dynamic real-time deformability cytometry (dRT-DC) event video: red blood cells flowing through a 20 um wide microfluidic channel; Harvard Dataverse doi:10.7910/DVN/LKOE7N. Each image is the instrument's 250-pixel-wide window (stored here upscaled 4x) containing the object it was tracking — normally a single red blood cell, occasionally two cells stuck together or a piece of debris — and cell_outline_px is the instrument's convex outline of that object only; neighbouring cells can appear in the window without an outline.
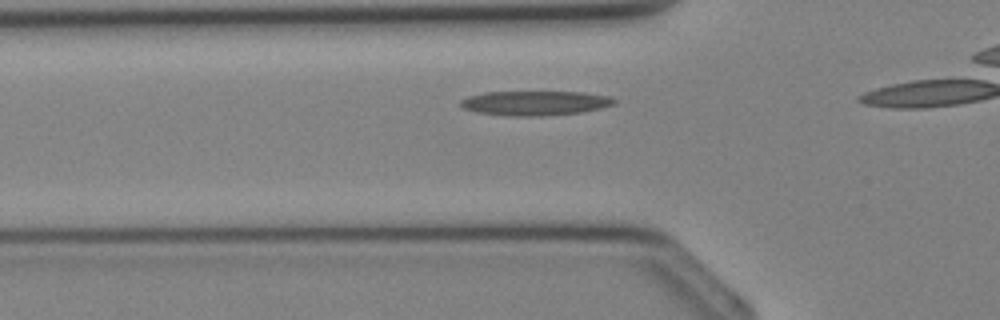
{"species": "Egyptian fruit bat (a non-hibernating species)", "species_latin": "Rousettus aegyptiacus", "temperature_condition": "cold", "stored_images_in_passage": 4, "camera_frame_rate_fps": 3000, "um_per_image_px": 0.085, "animal": {"sex": "female"}, "frame": {"image": 1, "passage_image": 2, "time_ms": 0.333, "image_size_px": [1000, 320], "cell_outline_px": [[620, 100], [616, 104], [600, 108], [580, 112], [544, 116], [508, 116], [476, 112], [464, 108], [460, 104], [460, 100], [468, 96], [484, 92], [580, 92], [612, 96]], "centroid_in_image_um": [45.52, 8.76], "position_along_channel_um": 80.3, "area_um2": 22.14}}